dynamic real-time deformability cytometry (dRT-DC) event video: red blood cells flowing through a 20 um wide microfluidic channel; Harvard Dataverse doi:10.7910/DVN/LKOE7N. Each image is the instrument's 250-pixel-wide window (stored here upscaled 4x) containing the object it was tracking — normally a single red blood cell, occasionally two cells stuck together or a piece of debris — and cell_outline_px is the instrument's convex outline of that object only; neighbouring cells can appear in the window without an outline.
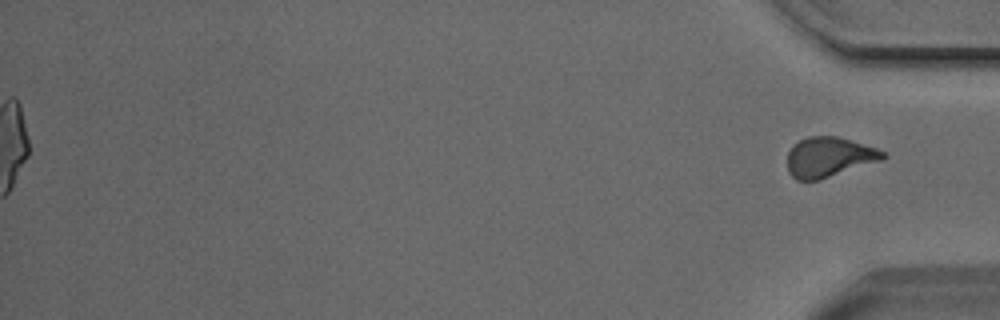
{"species": "Egyptian fruit bat (a non-hibernating species)", "species_latin": "Rousettus aegyptiacus", "temperature_condition": "cold", "stored_images_in_passage": 47, "segment_of_instrument_passage": [2, 2], "camera_frame_rate_fps": 3000, "um_per_image_px": 0.085, "animal": {"sex": "male"}, "frame": {"image": 1, "passage_image": 47, "time_ms": 15.333, "image_size_px": [1000, 320], "cell_outline_px": [[888, 156], [884, 160], [820, 180], [796, 180], [788, 172], [788, 152], [792, 144], [808, 136], [836, 136], [876, 148], [884, 152]], "centroid_in_image_um": [70.47, 13.36], "position_along_channel_um": 364.7, "area_um2": 22.43}}